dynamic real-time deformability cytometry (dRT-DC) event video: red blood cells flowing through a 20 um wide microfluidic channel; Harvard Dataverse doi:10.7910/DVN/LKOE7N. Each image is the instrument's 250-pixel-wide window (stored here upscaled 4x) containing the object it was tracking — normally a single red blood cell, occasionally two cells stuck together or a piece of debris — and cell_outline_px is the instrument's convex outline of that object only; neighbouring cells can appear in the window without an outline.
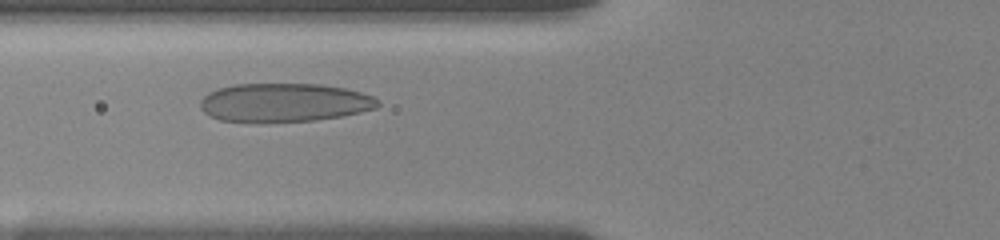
{"species": "human", "species_latin": "Homo sapiens", "temperature_condition": "room temperature", "stored_images_in_passage": 22, "camera_frame_rate_fps": 3000, "um_per_image_px": 0.085, "donor": {"sex": "female"}, "frame": {"image": 1, "passage_image": 10, "time_ms": 3.667, "image_size_px": [1000, 240], "cell_outline_px": [[380, 104], [376, 108], [360, 112], [340, 116], [312, 120], [220, 120], [204, 112], [200, 108], [200, 100], [208, 92], [232, 84], [320, 84], [344, 88], [360, 92], [372, 96], [380, 100]], "centroid_in_image_um": [24.18, 8.68], "position_along_channel_um": 101.6, "area_um2": 39.13}}
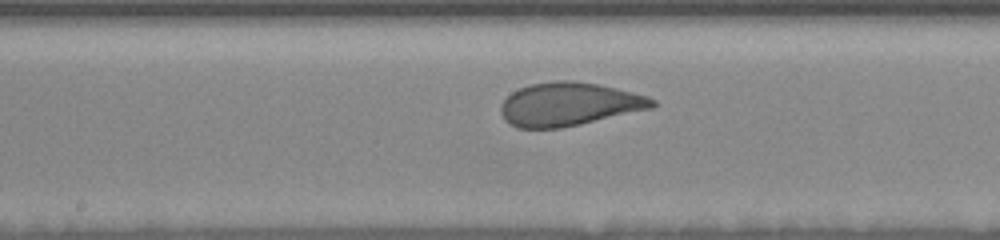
{"frame": {"image": 2, "passage_image": 17, "time_ms": 6.333, "image_size_px": [1000, 240], "cell_outline_px": [[656, 104], [652, 108], [580, 124], [560, 128], [516, 128], [504, 120], [500, 112], [500, 104], [512, 92], [528, 84], [556, 80], [572, 80], [600, 84], [648, 96], [656, 100]], "centroid_in_image_um": [48.34, 8.85], "position_along_channel_um": 199.9, "area_um2": 38.44}}
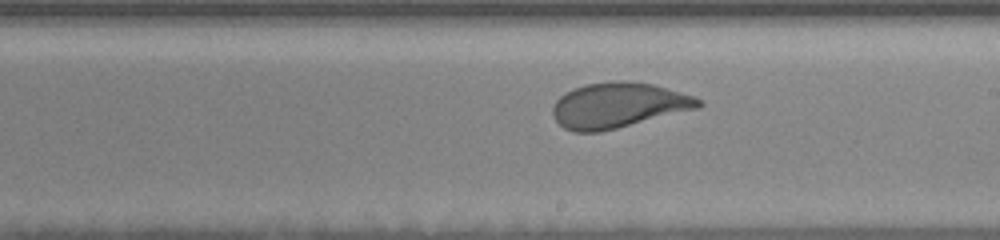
{"frame": {"image": 3, "passage_image": 20, "time_ms": 7.333, "image_size_px": [1000, 240], "cell_outline_px": [[704, 104], [700, 108], [600, 132], [572, 132], [564, 128], [552, 116], [552, 108], [556, 100], [564, 92], [588, 84], [624, 80], [652, 84], [696, 96], [704, 100]], "centroid_in_image_um": [52.59, 8.96], "position_along_channel_um": 236.4, "area_um2": 38.55}}